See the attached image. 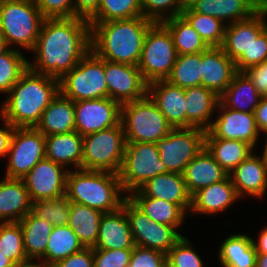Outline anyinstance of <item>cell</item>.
I'll use <instances>...</instances> for the list:
<instances>
[{
    "instance_id": "20",
    "label": "cell",
    "mask_w": 267,
    "mask_h": 267,
    "mask_svg": "<svg viewBox=\"0 0 267 267\" xmlns=\"http://www.w3.org/2000/svg\"><path fill=\"white\" fill-rule=\"evenodd\" d=\"M241 199L238 197L230 175L224 180L202 188L191 196L189 217L205 215L210 218L216 214H224L226 210L234 207Z\"/></svg>"
},
{
    "instance_id": "4",
    "label": "cell",
    "mask_w": 267,
    "mask_h": 267,
    "mask_svg": "<svg viewBox=\"0 0 267 267\" xmlns=\"http://www.w3.org/2000/svg\"><path fill=\"white\" fill-rule=\"evenodd\" d=\"M65 196L72 203L103 213L117 211L127 197L122 190L119 174L83 169L68 171Z\"/></svg>"
},
{
    "instance_id": "36",
    "label": "cell",
    "mask_w": 267,
    "mask_h": 267,
    "mask_svg": "<svg viewBox=\"0 0 267 267\" xmlns=\"http://www.w3.org/2000/svg\"><path fill=\"white\" fill-rule=\"evenodd\" d=\"M205 148L228 174L255 151L243 141L222 138H205Z\"/></svg>"
},
{
    "instance_id": "55",
    "label": "cell",
    "mask_w": 267,
    "mask_h": 267,
    "mask_svg": "<svg viewBox=\"0 0 267 267\" xmlns=\"http://www.w3.org/2000/svg\"><path fill=\"white\" fill-rule=\"evenodd\" d=\"M257 127L262 135L267 134V96L260 99L259 105L254 111Z\"/></svg>"
},
{
    "instance_id": "1",
    "label": "cell",
    "mask_w": 267,
    "mask_h": 267,
    "mask_svg": "<svg viewBox=\"0 0 267 267\" xmlns=\"http://www.w3.org/2000/svg\"><path fill=\"white\" fill-rule=\"evenodd\" d=\"M91 50L90 23L80 17L44 18L28 59L33 72L60 79Z\"/></svg>"
},
{
    "instance_id": "43",
    "label": "cell",
    "mask_w": 267,
    "mask_h": 267,
    "mask_svg": "<svg viewBox=\"0 0 267 267\" xmlns=\"http://www.w3.org/2000/svg\"><path fill=\"white\" fill-rule=\"evenodd\" d=\"M0 251L15 265L28 261L19 222H0Z\"/></svg>"
},
{
    "instance_id": "6",
    "label": "cell",
    "mask_w": 267,
    "mask_h": 267,
    "mask_svg": "<svg viewBox=\"0 0 267 267\" xmlns=\"http://www.w3.org/2000/svg\"><path fill=\"white\" fill-rule=\"evenodd\" d=\"M126 142L156 143L173 129L149 95L121 105Z\"/></svg>"
},
{
    "instance_id": "54",
    "label": "cell",
    "mask_w": 267,
    "mask_h": 267,
    "mask_svg": "<svg viewBox=\"0 0 267 267\" xmlns=\"http://www.w3.org/2000/svg\"><path fill=\"white\" fill-rule=\"evenodd\" d=\"M100 0H74L75 17L89 20L98 10Z\"/></svg>"
},
{
    "instance_id": "12",
    "label": "cell",
    "mask_w": 267,
    "mask_h": 267,
    "mask_svg": "<svg viewBox=\"0 0 267 267\" xmlns=\"http://www.w3.org/2000/svg\"><path fill=\"white\" fill-rule=\"evenodd\" d=\"M206 130L197 127L173 128L155 144L160 160L169 172L183 174L187 164L205 147Z\"/></svg>"
},
{
    "instance_id": "34",
    "label": "cell",
    "mask_w": 267,
    "mask_h": 267,
    "mask_svg": "<svg viewBox=\"0 0 267 267\" xmlns=\"http://www.w3.org/2000/svg\"><path fill=\"white\" fill-rule=\"evenodd\" d=\"M103 214L100 210L70 202L68 226L84 248L95 247Z\"/></svg>"
},
{
    "instance_id": "63",
    "label": "cell",
    "mask_w": 267,
    "mask_h": 267,
    "mask_svg": "<svg viewBox=\"0 0 267 267\" xmlns=\"http://www.w3.org/2000/svg\"><path fill=\"white\" fill-rule=\"evenodd\" d=\"M264 6H267V0H259Z\"/></svg>"
},
{
    "instance_id": "3",
    "label": "cell",
    "mask_w": 267,
    "mask_h": 267,
    "mask_svg": "<svg viewBox=\"0 0 267 267\" xmlns=\"http://www.w3.org/2000/svg\"><path fill=\"white\" fill-rule=\"evenodd\" d=\"M91 50L106 61L137 66L143 41L153 21L138 16L107 22H89Z\"/></svg>"
},
{
    "instance_id": "30",
    "label": "cell",
    "mask_w": 267,
    "mask_h": 267,
    "mask_svg": "<svg viewBox=\"0 0 267 267\" xmlns=\"http://www.w3.org/2000/svg\"><path fill=\"white\" fill-rule=\"evenodd\" d=\"M252 238L244 232L226 236L217 250L220 267H256L257 252Z\"/></svg>"
},
{
    "instance_id": "61",
    "label": "cell",
    "mask_w": 267,
    "mask_h": 267,
    "mask_svg": "<svg viewBox=\"0 0 267 267\" xmlns=\"http://www.w3.org/2000/svg\"><path fill=\"white\" fill-rule=\"evenodd\" d=\"M196 0H178L179 5L184 9L190 7Z\"/></svg>"
},
{
    "instance_id": "52",
    "label": "cell",
    "mask_w": 267,
    "mask_h": 267,
    "mask_svg": "<svg viewBox=\"0 0 267 267\" xmlns=\"http://www.w3.org/2000/svg\"><path fill=\"white\" fill-rule=\"evenodd\" d=\"M244 72L252 80L262 97L267 96V60L262 64L248 68Z\"/></svg>"
},
{
    "instance_id": "8",
    "label": "cell",
    "mask_w": 267,
    "mask_h": 267,
    "mask_svg": "<svg viewBox=\"0 0 267 267\" xmlns=\"http://www.w3.org/2000/svg\"><path fill=\"white\" fill-rule=\"evenodd\" d=\"M177 53L173 37L163 23H153L147 31L138 68L144 80L150 84L166 80L175 65Z\"/></svg>"
},
{
    "instance_id": "23",
    "label": "cell",
    "mask_w": 267,
    "mask_h": 267,
    "mask_svg": "<svg viewBox=\"0 0 267 267\" xmlns=\"http://www.w3.org/2000/svg\"><path fill=\"white\" fill-rule=\"evenodd\" d=\"M139 190L146 196L179 205L187 214L191 206L183 174L166 172L156 175L142 185Z\"/></svg>"
},
{
    "instance_id": "28",
    "label": "cell",
    "mask_w": 267,
    "mask_h": 267,
    "mask_svg": "<svg viewBox=\"0 0 267 267\" xmlns=\"http://www.w3.org/2000/svg\"><path fill=\"white\" fill-rule=\"evenodd\" d=\"M32 211V201L22 179L0 180V222H19Z\"/></svg>"
},
{
    "instance_id": "50",
    "label": "cell",
    "mask_w": 267,
    "mask_h": 267,
    "mask_svg": "<svg viewBox=\"0 0 267 267\" xmlns=\"http://www.w3.org/2000/svg\"><path fill=\"white\" fill-rule=\"evenodd\" d=\"M93 248H83L67 258L57 261L51 267H93Z\"/></svg>"
},
{
    "instance_id": "37",
    "label": "cell",
    "mask_w": 267,
    "mask_h": 267,
    "mask_svg": "<svg viewBox=\"0 0 267 267\" xmlns=\"http://www.w3.org/2000/svg\"><path fill=\"white\" fill-rule=\"evenodd\" d=\"M80 243L74 231L67 226H54L49 235L45 254L39 259L45 266L51 267L57 261L81 251Z\"/></svg>"
},
{
    "instance_id": "9",
    "label": "cell",
    "mask_w": 267,
    "mask_h": 267,
    "mask_svg": "<svg viewBox=\"0 0 267 267\" xmlns=\"http://www.w3.org/2000/svg\"><path fill=\"white\" fill-rule=\"evenodd\" d=\"M59 90L73 102L106 98L104 60L90 50L71 71L59 79Z\"/></svg>"
},
{
    "instance_id": "60",
    "label": "cell",
    "mask_w": 267,
    "mask_h": 267,
    "mask_svg": "<svg viewBox=\"0 0 267 267\" xmlns=\"http://www.w3.org/2000/svg\"><path fill=\"white\" fill-rule=\"evenodd\" d=\"M9 49L6 38L0 32V54L7 52Z\"/></svg>"
},
{
    "instance_id": "35",
    "label": "cell",
    "mask_w": 267,
    "mask_h": 267,
    "mask_svg": "<svg viewBox=\"0 0 267 267\" xmlns=\"http://www.w3.org/2000/svg\"><path fill=\"white\" fill-rule=\"evenodd\" d=\"M23 244L29 260H39L46 251L49 235L53 229L50 222L37 217L32 211L20 221Z\"/></svg>"
},
{
    "instance_id": "51",
    "label": "cell",
    "mask_w": 267,
    "mask_h": 267,
    "mask_svg": "<svg viewBox=\"0 0 267 267\" xmlns=\"http://www.w3.org/2000/svg\"><path fill=\"white\" fill-rule=\"evenodd\" d=\"M267 60V28L259 35L249 49V68Z\"/></svg>"
},
{
    "instance_id": "18",
    "label": "cell",
    "mask_w": 267,
    "mask_h": 267,
    "mask_svg": "<svg viewBox=\"0 0 267 267\" xmlns=\"http://www.w3.org/2000/svg\"><path fill=\"white\" fill-rule=\"evenodd\" d=\"M68 170L52 160L39 161L23 178L32 202L63 197Z\"/></svg>"
},
{
    "instance_id": "29",
    "label": "cell",
    "mask_w": 267,
    "mask_h": 267,
    "mask_svg": "<svg viewBox=\"0 0 267 267\" xmlns=\"http://www.w3.org/2000/svg\"><path fill=\"white\" fill-rule=\"evenodd\" d=\"M45 158L68 171L81 169L83 136L76 131L45 136Z\"/></svg>"
},
{
    "instance_id": "38",
    "label": "cell",
    "mask_w": 267,
    "mask_h": 267,
    "mask_svg": "<svg viewBox=\"0 0 267 267\" xmlns=\"http://www.w3.org/2000/svg\"><path fill=\"white\" fill-rule=\"evenodd\" d=\"M170 31L177 55L201 53L209 48L198 32L182 16H175L162 22Z\"/></svg>"
},
{
    "instance_id": "17",
    "label": "cell",
    "mask_w": 267,
    "mask_h": 267,
    "mask_svg": "<svg viewBox=\"0 0 267 267\" xmlns=\"http://www.w3.org/2000/svg\"><path fill=\"white\" fill-rule=\"evenodd\" d=\"M75 131L83 137L121 122V104L109 97L75 101Z\"/></svg>"
},
{
    "instance_id": "57",
    "label": "cell",
    "mask_w": 267,
    "mask_h": 267,
    "mask_svg": "<svg viewBox=\"0 0 267 267\" xmlns=\"http://www.w3.org/2000/svg\"><path fill=\"white\" fill-rule=\"evenodd\" d=\"M14 267H47L40 260H28L26 262L16 264Z\"/></svg>"
},
{
    "instance_id": "2",
    "label": "cell",
    "mask_w": 267,
    "mask_h": 267,
    "mask_svg": "<svg viewBox=\"0 0 267 267\" xmlns=\"http://www.w3.org/2000/svg\"><path fill=\"white\" fill-rule=\"evenodd\" d=\"M59 79L29 68L0 102V115L15 128H32L58 95Z\"/></svg>"
},
{
    "instance_id": "58",
    "label": "cell",
    "mask_w": 267,
    "mask_h": 267,
    "mask_svg": "<svg viewBox=\"0 0 267 267\" xmlns=\"http://www.w3.org/2000/svg\"><path fill=\"white\" fill-rule=\"evenodd\" d=\"M256 267H267V254L257 253Z\"/></svg>"
},
{
    "instance_id": "24",
    "label": "cell",
    "mask_w": 267,
    "mask_h": 267,
    "mask_svg": "<svg viewBox=\"0 0 267 267\" xmlns=\"http://www.w3.org/2000/svg\"><path fill=\"white\" fill-rule=\"evenodd\" d=\"M186 127L208 130L213 122L220 96L203 86L184 89Z\"/></svg>"
},
{
    "instance_id": "62",
    "label": "cell",
    "mask_w": 267,
    "mask_h": 267,
    "mask_svg": "<svg viewBox=\"0 0 267 267\" xmlns=\"http://www.w3.org/2000/svg\"><path fill=\"white\" fill-rule=\"evenodd\" d=\"M264 138H262L261 140H263L262 142H264V143H262L263 145V149H261L262 150V154L264 155V157H265V160L267 161V134L266 135H264L263 136Z\"/></svg>"
},
{
    "instance_id": "7",
    "label": "cell",
    "mask_w": 267,
    "mask_h": 267,
    "mask_svg": "<svg viewBox=\"0 0 267 267\" xmlns=\"http://www.w3.org/2000/svg\"><path fill=\"white\" fill-rule=\"evenodd\" d=\"M125 146L126 139L121 122L113 127L84 136L81 169L119 174Z\"/></svg>"
},
{
    "instance_id": "42",
    "label": "cell",
    "mask_w": 267,
    "mask_h": 267,
    "mask_svg": "<svg viewBox=\"0 0 267 267\" xmlns=\"http://www.w3.org/2000/svg\"><path fill=\"white\" fill-rule=\"evenodd\" d=\"M142 16L140 0H100L97 12L89 22H107Z\"/></svg>"
},
{
    "instance_id": "33",
    "label": "cell",
    "mask_w": 267,
    "mask_h": 267,
    "mask_svg": "<svg viewBox=\"0 0 267 267\" xmlns=\"http://www.w3.org/2000/svg\"><path fill=\"white\" fill-rule=\"evenodd\" d=\"M262 95L245 72H237L227 89L220 95V103L227 108L254 113Z\"/></svg>"
},
{
    "instance_id": "16",
    "label": "cell",
    "mask_w": 267,
    "mask_h": 267,
    "mask_svg": "<svg viewBox=\"0 0 267 267\" xmlns=\"http://www.w3.org/2000/svg\"><path fill=\"white\" fill-rule=\"evenodd\" d=\"M104 71L107 97L121 105L148 95V83L138 66L104 60Z\"/></svg>"
},
{
    "instance_id": "48",
    "label": "cell",
    "mask_w": 267,
    "mask_h": 267,
    "mask_svg": "<svg viewBox=\"0 0 267 267\" xmlns=\"http://www.w3.org/2000/svg\"><path fill=\"white\" fill-rule=\"evenodd\" d=\"M44 18L75 17L74 0H35Z\"/></svg>"
},
{
    "instance_id": "15",
    "label": "cell",
    "mask_w": 267,
    "mask_h": 267,
    "mask_svg": "<svg viewBox=\"0 0 267 267\" xmlns=\"http://www.w3.org/2000/svg\"><path fill=\"white\" fill-rule=\"evenodd\" d=\"M215 114L205 138L239 140L251 145L255 150L259 148V139L263 137L257 127L254 113L236 111L219 102Z\"/></svg>"
},
{
    "instance_id": "22",
    "label": "cell",
    "mask_w": 267,
    "mask_h": 267,
    "mask_svg": "<svg viewBox=\"0 0 267 267\" xmlns=\"http://www.w3.org/2000/svg\"><path fill=\"white\" fill-rule=\"evenodd\" d=\"M148 95L157 104L161 113L173 128L186 127L184 89L158 80L148 84Z\"/></svg>"
},
{
    "instance_id": "11",
    "label": "cell",
    "mask_w": 267,
    "mask_h": 267,
    "mask_svg": "<svg viewBox=\"0 0 267 267\" xmlns=\"http://www.w3.org/2000/svg\"><path fill=\"white\" fill-rule=\"evenodd\" d=\"M121 207L125 210L136 246L156 250L166 255L184 236L173 226L153 221L128 197L124 199Z\"/></svg>"
},
{
    "instance_id": "21",
    "label": "cell",
    "mask_w": 267,
    "mask_h": 267,
    "mask_svg": "<svg viewBox=\"0 0 267 267\" xmlns=\"http://www.w3.org/2000/svg\"><path fill=\"white\" fill-rule=\"evenodd\" d=\"M237 73L235 62L222 47H209L202 52L201 86L220 96Z\"/></svg>"
},
{
    "instance_id": "49",
    "label": "cell",
    "mask_w": 267,
    "mask_h": 267,
    "mask_svg": "<svg viewBox=\"0 0 267 267\" xmlns=\"http://www.w3.org/2000/svg\"><path fill=\"white\" fill-rule=\"evenodd\" d=\"M129 267H167L166 255L156 250L135 245Z\"/></svg>"
},
{
    "instance_id": "14",
    "label": "cell",
    "mask_w": 267,
    "mask_h": 267,
    "mask_svg": "<svg viewBox=\"0 0 267 267\" xmlns=\"http://www.w3.org/2000/svg\"><path fill=\"white\" fill-rule=\"evenodd\" d=\"M266 28L267 6L245 20L226 25L222 48L235 62L237 72H244L249 68V49Z\"/></svg>"
},
{
    "instance_id": "19",
    "label": "cell",
    "mask_w": 267,
    "mask_h": 267,
    "mask_svg": "<svg viewBox=\"0 0 267 267\" xmlns=\"http://www.w3.org/2000/svg\"><path fill=\"white\" fill-rule=\"evenodd\" d=\"M259 153L255 150L229 174L242 200L249 196L262 200L267 195V161L262 152Z\"/></svg>"
},
{
    "instance_id": "59",
    "label": "cell",
    "mask_w": 267,
    "mask_h": 267,
    "mask_svg": "<svg viewBox=\"0 0 267 267\" xmlns=\"http://www.w3.org/2000/svg\"><path fill=\"white\" fill-rule=\"evenodd\" d=\"M15 264L0 251V267H14Z\"/></svg>"
},
{
    "instance_id": "45",
    "label": "cell",
    "mask_w": 267,
    "mask_h": 267,
    "mask_svg": "<svg viewBox=\"0 0 267 267\" xmlns=\"http://www.w3.org/2000/svg\"><path fill=\"white\" fill-rule=\"evenodd\" d=\"M194 246L189 237L182 236L166 254L167 267H205L201 253Z\"/></svg>"
},
{
    "instance_id": "41",
    "label": "cell",
    "mask_w": 267,
    "mask_h": 267,
    "mask_svg": "<svg viewBox=\"0 0 267 267\" xmlns=\"http://www.w3.org/2000/svg\"><path fill=\"white\" fill-rule=\"evenodd\" d=\"M25 56L23 51L14 48L0 54V94L6 96L28 69V56Z\"/></svg>"
},
{
    "instance_id": "46",
    "label": "cell",
    "mask_w": 267,
    "mask_h": 267,
    "mask_svg": "<svg viewBox=\"0 0 267 267\" xmlns=\"http://www.w3.org/2000/svg\"><path fill=\"white\" fill-rule=\"evenodd\" d=\"M142 7V16L154 23L179 16L183 8L179 5L178 0H140Z\"/></svg>"
},
{
    "instance_id": "56",
    "label": "cell",
    "mask_w": 267,
    "mask_h": 267,
    "mask_svg": "<svg viewBox=\"0 0 267 267\" xmlns=\"http://www.w3.org/2000/svg\"><path fill=\"white\" fill-rule=\"evenodd\" d=\"M261 228L262 229L257 232V238H255V236H252L254 237L252 238V240L257 253L267 254V226H261Z\"/></svg>"
},
{
    "instance_id": "25",
    "label": "cell",
    "mask_w": 267,
    "mask_h": 267,
    "mask_svg": "<svg viewBox=\"0 0 267 267\" xmlns=\"http://www.w3.org/2000/svg\"><path fill=\"white\" fill-rule=\"evenodd\" d=\"M263 6L259 0H196L190 7L229 25L253 16Z\"/></svg>"
},
{
    "instance_id": "26",
    "label": "cell",
    "mask_w": 267,
    "mask_h": 267,
    "mask_svg": "<svg viewBox=\"0 0 267 267\" xmlns=\"http://www.w3.org/2000/svg\"><path fill=\"white\" fill-rule=\"evenodd\" d=\"M132 232L125 210L104 213L99 224V235L93 249H133Z\"/></svg>"
},
{
    "instance_id": "47",
    "label": "cell",
    "mask_w": 267,
    "mask_h": 267,
    "mask_svg": "<svg viewBox=\"0 0 267 267\" xmlns=\"http://www.w3.org/2000/svg\"><path fill=\"white\" fill-rule=\"evenodd\" d=\"M133 249H93V267H129Z\"/></svg>"
},
{
    "instance_id": "13",
    "label": "cell",
    "mask_w": 267,
    "mask_h": 267,
    "mask_svg": "<svg viewBox=\"0 0 267 267\" xmlns=\"http://www.w3.org/2000/svg\"><path fill=\"white\" fill-rule=\"evenodd\" d=\"M45 158V135L32 128H15L6 159L4 177L22 179Z\"/></svg>"
},
{
    "instance_id": "5",
    "label": "cell",
    "mask_w": 267,
    "mask_h": 267,
    "mask_svg": "<svg viewBox=\"0 0 267 267\" xmlns=\"http://www.w3.org/2000/svg\"><path fill=\"white\" fill-rule=\"evenodd\" d=\"M43 20L35 0H4L0 3V32L10 48L30 54Z\"/></svg>"
},
{
    "instance_id": "27",
    "label": "cell",
    "mask_w": 267,
    "mask_h": 267,
    "mask_svg": "<svg viewBox=\"0 0 267 267\" xmlns=\"http://www.w3.org/2000/svg\"><path fill=\"white\" fill-rule=\"evenodd\" d=\"M229 174L204 147L186 166L183 172L189 194L224 180Z\"/></svg>"
},
{
    "instance_id": "53",
    "label": "cell",
    "mask_w": 267,
    "mask_h": 267,
    "mask_svg": "<svg viewBox=\"0 0 267 267\" xmlns=\"http://www.w3.org/2000/svg\"><path fill=\"white\" fill-rule=\"evenodd\" d=\"M2 122V123H1ZM0 159H6L7 153L10 148V142L15 130V127L11 125L3 116L0 115Z\"/></svg>"
},
{
    "instance_id": "10",
    "label": "cell",
    "mask_w": 267,
    "mask_h": 267,
    "mask_svg": "<svg viewBox=\"0 0 267 267\" xmlns=\"http://www.w3.org/2000/svg\"><path fill=\"white\" fill-rule=\"evenodd\" d=\"M166 172L169 171L160 160L155 143L126 142L119 178L127 196L156 175Z\"/></svg>"
},
{
    "instance_id": "40",
    "label": "cell",
    "mask_w": 267,
    "mask_h": 267,
    "mask_svg": "<svg viewBox=\"0 0 267 267\" xmlns=\"http://www.w3.org/2000/svg\"><path fill=\"white\" fill-rule=\"evenodd\" d=\"M202 52L189 55H177L170 76V84L183 89L201 85Z\"/></svg>"
},
{
    "instance_id": "31",
    "label": "cell",
    "mask_w": 267,
    "mask_h": 267,
    "mask_svg": "<svg viewBox=\"0 0 267 267\" xmlns=\"http://www.w3.org/2000/svg\"><path fill=\"white\" fill-rule=\"evenodd\" d=\"M35 128L45 136L75 131L74 102L59 92L43 111Z\"/></svg>"
},
{
    "instance_id": "39",
    "label": "cell",
    "mask_w": 267,
    "mask_h": 267,
    "mask_svg": "<svg viewBox=\"0 0 267 267\" xmlns=\"http://www.w3.org/2000/svg\"><path fill=\"white\" fill-rule=\"evenodd\" d=\"M181 15L209 47H222L225 38V23L216 17L195 12L191 7L184 8Z\"/></svg>"
},
{
    "instance_id": "32",
    "label": "cell",
    "mask_w": 267,
    "mask_h": 267,
    "mask_svg": "<svg viewBox=\"0 0 267 267\" xmlns=\"http://www.w3.org/2000/svg\"><path fill=\"white\" fill-rule=\"evenodd\" d=\"M153 221L175 227L180 233L189 216L179 205L161 199L146 197L139 189L127 196Z\"/></svg>"
},
{
    "instance_id": "44",
    "label": "cell",
    "mask_w": 267,
    "mask_h": 267,
    "mask_svg": "<svg viewBox=\"0 0 267 267\" xmlns=\"http://www.w3.org/2000/svg\"><path fill=\"white\" fill-rule=\"evenodd\" d=\"M32 212L53 226H67L70 212V201L64 195L57 199L32 202Z\"/></svg>"
}]
</instances>
